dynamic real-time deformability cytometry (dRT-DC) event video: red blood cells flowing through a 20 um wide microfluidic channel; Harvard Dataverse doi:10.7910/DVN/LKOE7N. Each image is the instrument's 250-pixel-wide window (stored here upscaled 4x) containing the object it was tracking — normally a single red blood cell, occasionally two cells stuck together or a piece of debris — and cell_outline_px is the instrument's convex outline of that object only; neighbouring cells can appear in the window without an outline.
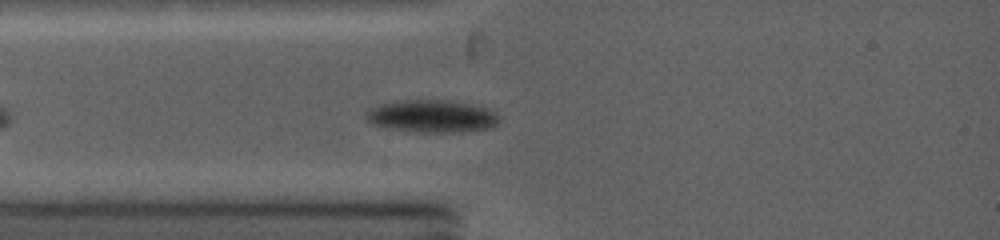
{"species": "common noctule bat (a hibernating species)", "species_latin": "Nyctalus noctula", "temperature_condition": "warm", "stored_images_in_passage": 19, "camera_frame_rate_fps": 5000, "um_per_image_px": 0.085, "animal": {"sex": "female", "body_mass_g": 19.0, "forearm_length_mm": 53.3}, "frame": {"image": 1, "passage_image": 4, "time_ms": 1.2, "image_size_px": [1000, 240], "cell_outline_px": [[500, 120], [492, 128], [460, 132], [424, 132], [384, 128], [372, 124], [364, 116], [364, 112], [380, 104], [400, 100], [448, 100], [488, 108], [496, 112]], "centroid_in_image_um": [36.7, 9.88], "position_along_channel_um": 48.3, "area_um2": 25.32}}
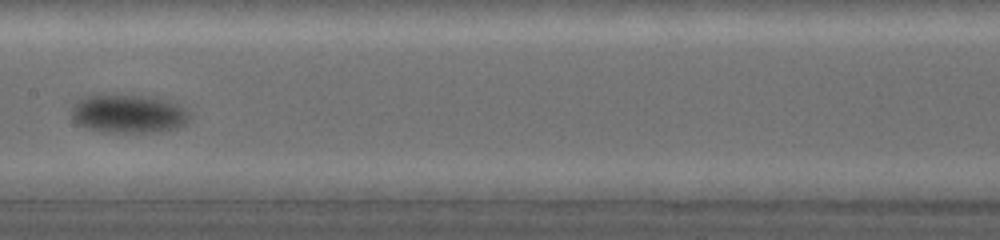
{"frame": {"image": 2, "passage_image": 11, "time_ms": 5.0, "image_size_px": [1000, 240], "cell_outline_px": [[192, 120], [176, 128], [160, 132], [100, 132], [76, 124], [72, 120], [72, 104], [88, 96], [104, 92], [152, 96], [168, 100], [180, 104], [188, 112]], "centroid_in_image_um": [10.92, 9.64], "position_along_channel_um": 196.5, "area_um2": 27.51}}